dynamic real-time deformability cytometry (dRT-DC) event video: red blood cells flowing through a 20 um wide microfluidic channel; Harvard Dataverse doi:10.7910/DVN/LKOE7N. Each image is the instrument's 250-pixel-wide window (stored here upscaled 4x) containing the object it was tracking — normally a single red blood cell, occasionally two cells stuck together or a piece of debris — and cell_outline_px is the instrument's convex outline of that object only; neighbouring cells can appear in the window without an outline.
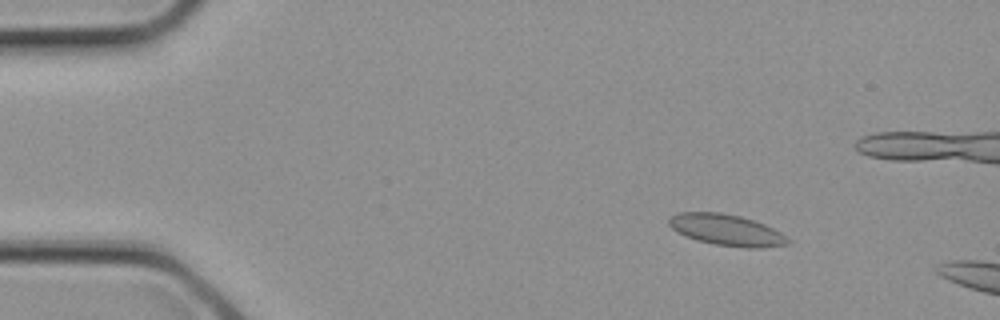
{"species": "common noctule bat (a hibernating species)", "species_latin": "Nyctalus noctula", "temperature_condition": "cold", "stored_images_in_passage": 2, "camera_frame_rate_fps": 3000, "um_per_image_px": 0.085, "animal": {"sex": "female", "body_mass_g": 21.9}, "frame": {"image": 1, "passage_image": 1, "time_ms": 0.0, "image_size_px": [1000, 320], "cell_outline_px": [[792, 240], [788, 244], [764, 248], [748, 248], [716, 244], [696, 240], [684, 236], [676, 232], [668, 224], [668, 216], [680, 212], [720, 212], [740, 216], [764, 224], [780, 232]], "centroid_in_image_um": [61.73, 19.55], "position_along_channel_um": 23.3, "area_um2": 21.79}}